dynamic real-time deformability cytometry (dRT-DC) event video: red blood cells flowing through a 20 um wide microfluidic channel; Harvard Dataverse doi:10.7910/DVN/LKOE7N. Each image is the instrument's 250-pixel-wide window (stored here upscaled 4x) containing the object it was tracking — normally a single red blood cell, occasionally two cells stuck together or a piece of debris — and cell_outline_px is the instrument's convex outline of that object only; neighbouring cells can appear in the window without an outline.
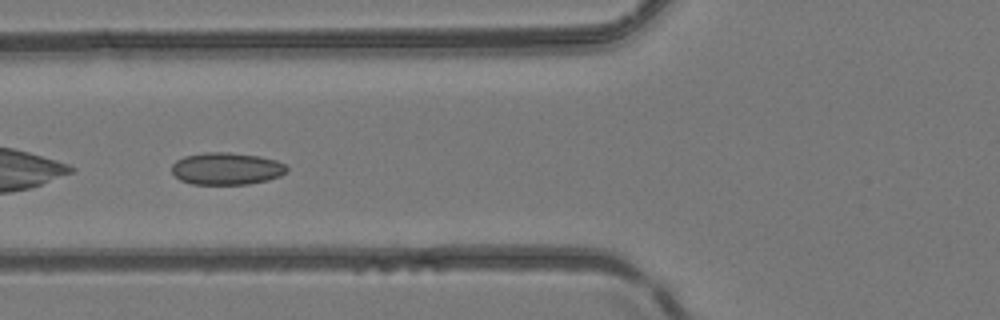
{"species": "common noctule bat (a hibernating species)", "species_latin": "Nyctalus noctula", "temperature_condition": "room temperature", "stored_images_in_passage": 36, "camera_frame_rate_fps": 3000, "um_per_image_px": 0.085, "animal": {"sex": "female", "body_mass_g": 24.6, "forearm_length_mm": 56.2}, "frame": {"image": 1, "passage_image": 5, "time_ms": 1.333, "image_size_px": [1000, 320], "cell_outline_px": [[288, 172], [280, 176], [268, 180], [248, 184], [192, 184], [180, 180], [172, 172], [172, 164], [176, 160], [184, 156], [204, 152], [228, 152], [260, 156], [276, 160], [284, 164], [288, 168]], "centroid_in_image_um": [19.26, 14.33], "position_along_channel_um": 106.5, "area_um2": 21.73}}
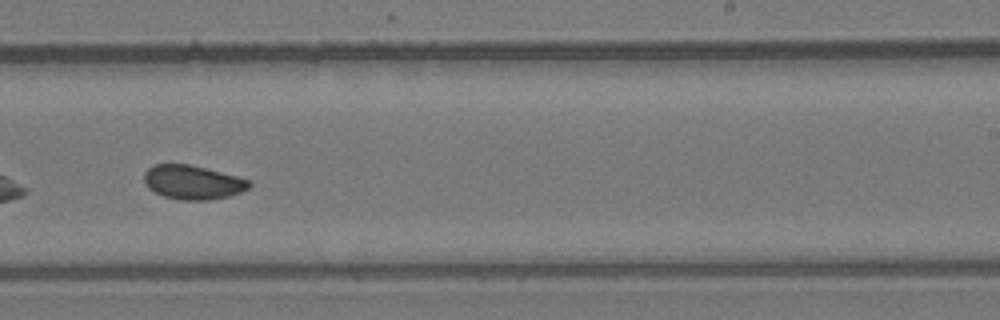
{"frame": {"image": 2, "passage_image": 17, "time_ms": 5.333, "image_size_px": [1000, 320], "cell_outline_px": [[252, 184], [248, 188], [240, 192], [228, 196], [208, 200], [180, 200], [164, 196], [148, 188], [144, 180], [144, 172], [148, 168], [156, 164], [188, 164], [252, 180]], "centroid_in_image_um": [16.38, 15.49], "position_along_channel_um": 272.6, "area_um2": 20.69}}
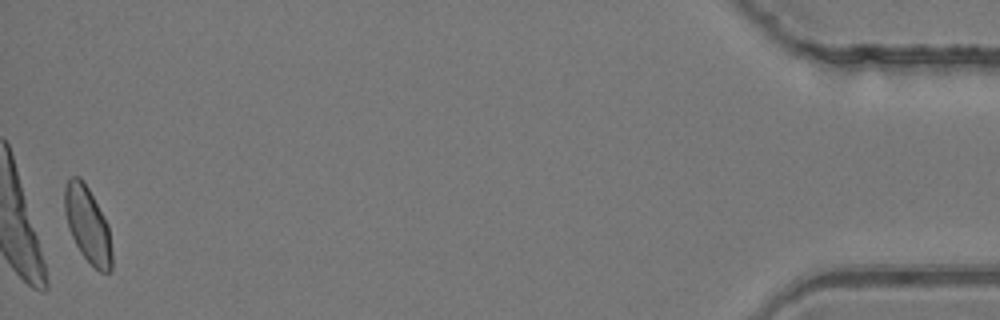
{"frame": {"image": 3, "passage_image": 35, "time_ms": 11.333, "image_size_px": [1000, 320], "cell_outline_px": [[112, 268], [108, 272], [100, 272], [80, 252], [68, 228], [64, 212], [64, 188], [68, 176], [80, 176], [84, 180], [104, 216], [108, 224], [112, 252]], "centroid_in_image_um": [7.43, 19.04], "position_along_channel_um": 427.8, "area_um2": 21.04}, "authors_computed_cell_mechanics": {"area_um2": 20.7213, "velocity_mm_per_s": 4.1451, "shape_relaxation_time_tau1_ms": null, "shape_relaxation_time_tau2_ms": 1.5094, "deformation_change_tau1": null, "deformation_change_tau2": 0.0567}}